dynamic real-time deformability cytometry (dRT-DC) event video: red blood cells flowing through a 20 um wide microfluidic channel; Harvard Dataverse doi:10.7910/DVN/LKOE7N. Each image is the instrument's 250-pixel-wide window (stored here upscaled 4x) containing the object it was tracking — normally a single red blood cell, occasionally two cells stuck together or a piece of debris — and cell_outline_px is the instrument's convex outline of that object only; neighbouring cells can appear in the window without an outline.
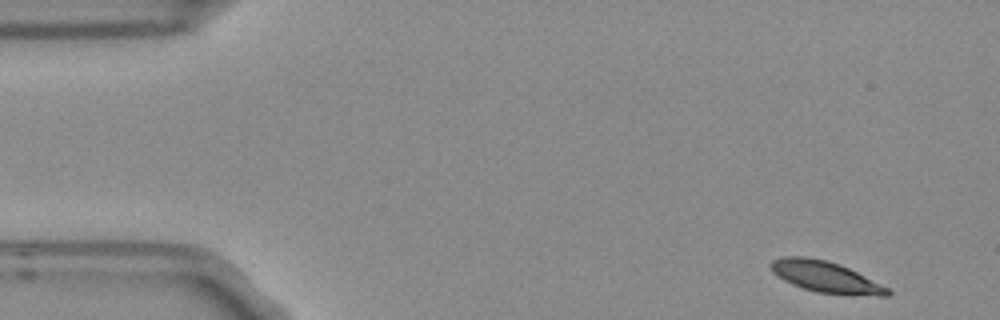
{"species": "Egyptian fruit bat (a non-hibernating species)", "species_latin": "Rousettus aegyptiacus", "temperature_condition": "room temperature", "stored_images_in_passage": 5, "segment_of_instrument_passage": [1, 2], "camera_frame_rate_fps": 3000, "um_per_image_px": 0.085, "frame": {"image": 1, "passage_image": 1, "time_ms": 0.0, "image_size_px": [1000, 320], "cell_outline_px": [[892, 292], [888, 296], [880, 296], [816, 292], [792, 284], [776, 276], [772, 272], [768, 264], [772, 260], [784, 256], [804, 256], [828, 260], [840, 264], [888, 288]], "centroid_in_image_um": [70.11, 23.51], "position_along_channel_um": 14.9, "area_um2": 21.04}}
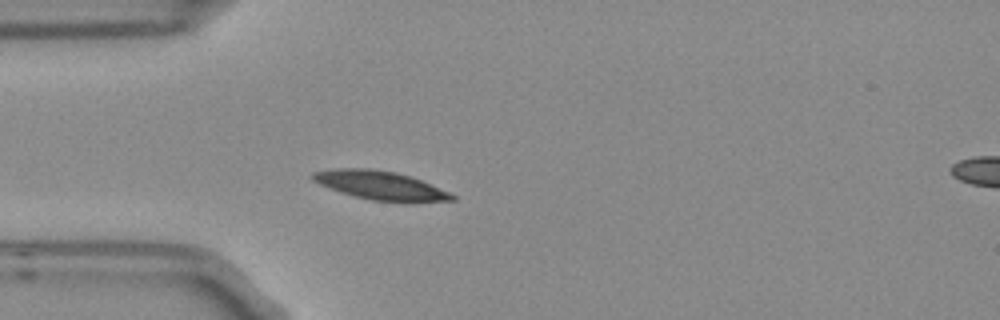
{"frame": {"image": 2, "passage_image": 4, "time_ms": 1.0, "image_size_px": [1000, 320], "cell_outline_px": [[456, 200], [408, 204], [372, 200], [340, 192], [328, 188], [312, 180], [308, 176], [312, 172], [332, 168], [372, 168], [396, 172], [412, 176], [448, 192], [456, 196]], "centroid_in_image_um": [32.34, 15.77], "position_along_channel_um": 52.7, "area_um2": 23.99}}